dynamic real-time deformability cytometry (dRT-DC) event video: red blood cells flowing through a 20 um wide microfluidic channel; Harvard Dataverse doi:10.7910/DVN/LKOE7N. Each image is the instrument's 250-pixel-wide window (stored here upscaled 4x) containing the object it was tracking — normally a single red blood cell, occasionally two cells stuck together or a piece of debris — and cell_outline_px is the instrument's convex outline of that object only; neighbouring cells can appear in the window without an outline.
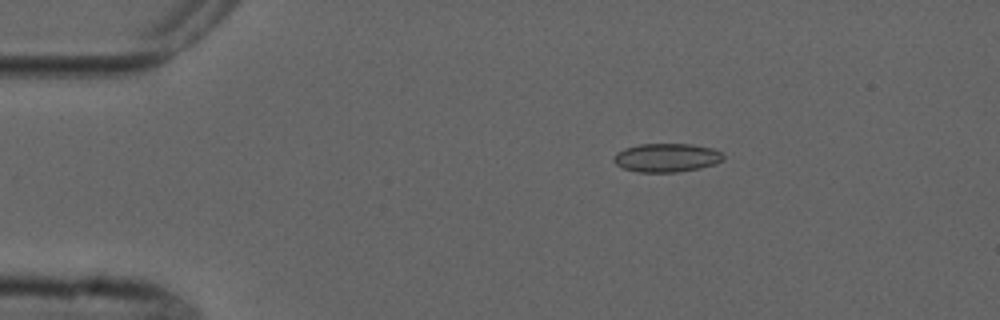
{"species": "common noctule bat (a hibernating species)", "species_latin": "Nyctalus noctula", "temperature_condition": "cold", "stored_images_in_passage": 5, "camera_frame_rate_fps": 3000, "um_per_image_px": 0.085, "animal": {"sex": "male", "forearm_length_mm": 52.5}, "frame": {"image": 1, "passage_image": 2, "time_ms": 2.333, "image_size_px": [1000, 320], "cell_outline_px": [[724, 160], [716, 164], [700, 168], [676, 172], [640, 172], [624, 168], [616, 164], [612, 160], [616, 152], [624, 148], [640, 144], [692, 144], [712, 148], [720, 152], [724, 156]], "centroid_in_image_um": [56.67, 13.4], "position_along_channel_um": 28.3, "area_um2": 18.32}}
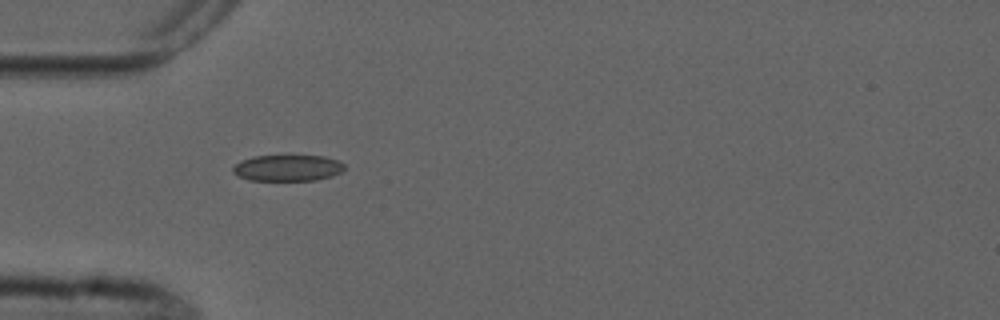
{"frame": {"image": 2, "passage_image": 4, "time_ms": 4.667, "image_size_px": [1000, 320], "cell_outline_px": [[344, 172], [332, 176], [316, 180], [248, 180], [236, 176], [232, 172], [232, 168], [240, 160], [252, 156], [324, 156], [336, 160], [344, 164]], "centroid_in_image_um": [24.42, 14.28], "position_along_channel_um": 60.6, "area_um2": 17.17}}
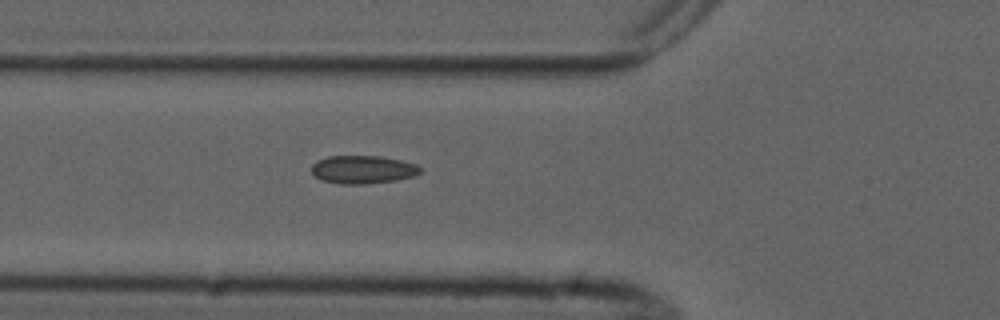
{"frame": {"image": 3, "passage_image": 5, "time_ms": 5.667, "image_size_px": [1000, 320], "cell_outline_px": [[420, 172], [412, 176], [396, 180], [364, 184], [340, 184], [324, 180], [316, 176], [312, 172], [312, 164], [316, 160], [328, 156], [380, 156], [400, 160], [416, 164], [420, 168]], "centroid_in_image_um": [30.82, 14.4], "position_along_channel_um": 95.0, "area_um2": 17.63}}